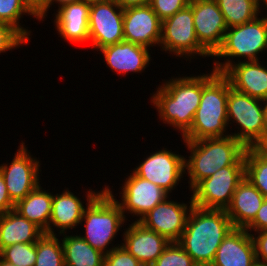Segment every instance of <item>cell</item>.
Returning <instances> with one entry per match:
<instances>
[{
	"label": "cell",
	"instance_id": "1f68e13d",
	"mask_svg": "<svg viewBox=\"0 0 267 266\" xmlns=\"http://www.w3.org/2000/svg\"><path fill=\"white\" fill-rule=\"evenodd\" d=\"M151 266H198L190 255L178 244L170 242Z\"/></svg>",
	"mask_w": 267,
	"mask_h": 266
},
{
	"label": "cell",
	"instance_id": "e575fe53",
	"mask_svg": "<svg viewBox=\"0 0 267 266\" xmlns=\"http://www.w3.org/2000/svg\"><path fill=\"white\" fill-rule=\"evenodd\" d=\"M104 266H144L122 244L104 255Z\"/></svg>",
	"mask_w": 267,
	"mask_h": 266
},
{
	"label": "cell",
	"instance_id": "d4e9b609",
	"mask_svg": "<svg viewBox=\"0 0 267 266\" xmlns=\"http://www.w3.org/2000/svg\"><path fill=\"white\" fill-rule=\"evenodd\" d=\"M43 190L39 184L24 199L15 204L14 210L48 234L53 194Z\"/></svg>",
	"mask_w": 267,
	"mask_h": 266
},
{
	"label": "cell",
	"instance_id": "9a60e30c",
	"mask_svg": "<svg viewBox=\"0 0 267 266\" xmlns=\"http://www.w3.org/2000/svg\"><path fill=\"white\" fill-rule=\"evenodd\" d=\"M162 20L156 15L152 7L131 6L124 8L123 34L124 41L144 47L160 44Z\"/></svg>",
	"mask_w": 267,
	"mask_h": 266
},
{
	"label": "cell",
	"instance_id": "ffe728a7",
	"mask_svg": "<svg viewBox=\"0 0 267 266\" xmlns=\"http://www.w3.org/2000/svg\"><path fill=\"white\" fill-rule=\"evenodd\" d=\"M112 70L120 74L128 72L140 73L145 70L151 60L149 48L122 41L99 49Z\"/></svg>",
	"mask_w": 267,
	"mask_h": 266
},
{
	"label": "cell",
	"instance_id": "f546056e",
	"mask_svg": "<svg viewBox=\"0 0 267 266\" xmlns=\"http://www.w3.org/2000/svg\"><path fill=\"white\" fill-rule=\"evenodd\" d=\"M38 17L27 7L23 0H0V22L7 23L17 29L28 41L30 32L20 26L19 21L23 15Z\"/></svg>",
	"mask_w": 267,
	"mask_h": 266
},
{
	"label": "cell",
	"instance_id": "f6af8a7d",
	"mask_svg": "<svg viewBox=\"0 0 267 266\" xmlns=\"http://www.w3.org/2000/svg\"><path fill=\"white\" fill-rule=\"evenodd\" d=\"M0 266H16V265L11 264V263L5 261L4 259H2V258L0 257Z\"/></svg>",
	"mask_w": 267,
	"mask_h": 266
},
{
	"label": "cell",
	"instance_id": "52a82bcc",
	"mask_svg": "<svg viewBox=\"0 0 267 266\" xmlns=\"http://www.w3.org/2000/svg\"><path fill=\"white\" fill-rule=\"evenodd\" d=\"M263 100L234 90L228 80L227 118L240 125V132L230 134L246 148L256 147L266 131ZM233 119V120H232Z\"/></svg>",
	"mask_w": 267,
	"mask_h": 266
},
{
	"label": "cell",
	"instance_id": "277c9868",
	"mask_svg": "<svg viewBox=\"0 0 267 266\" xmlns=\"http://www.w3.org/2000/svg\"><path fill=\"white\" fill-rule=\"evenodd\" d=\"M183 141L191 153L189 159L185 158L189 189L223 167L245 165L246 147L231 135Z\"/></svg>",
	"mask_w": 267,
	"mask_h": 266
},
{
	"label": "cell",
	"instance_id": "603a6c76",
	"mask_svg": "<svg viewBox=\"0 0 267 266\" xmlns=\"http://www.w3.org/2000/svg\"><path fill=\"white\" fill-rule=\"evenodd\" d=\"M63 191L61 194L53 195L48 227V234L50 235H56L53 226L59 229L60 235H64L68 229L82 224L81 219L85 210L82 201L68 189Z\"/></svg>",
	"mask_w": 267,
	"mask_h": 266
},
{
	"label": "cell",
	"instance_id": "e0dca14e",
	"mask_svg": "<svg viewBox=\"0 0 267 266\" xmlns=\"http://www.w3.org/2000/svg\"><path fill=\"white\" fill-rule=\"evenodd\" d=\"M123 234L122 246L144 266H151L170 243L138 221H134Z\"/></svg>",
	"mask_w": 267,
	"mask_h": 266
},
{
	"label": "cell",
	"instance_id": "7402d4cb",
	"mask_svg": "<svg viewBox=\"0 0 267 266\" xmlns=\"http://www.w3.org/2000/svg\"><path fill=\"white\" fill-rule=\"evenodd\" d=\"M265 197L246 178L238 184L230 205L226 208L234 228L245 229L256 217Z\"/></svg>",
	"mask_w": 267,
	"mask_h": 266
},
{
	"label": "cell",
	"instance_id": "5b68a950",
	"mask_svg": "<svg viewBox=\"0 0 267 266\" xmlns=\"http://www.w3.org/2000/svg\"><path fill=\"white\" fill-rule=\"evenodd\" d=\"M86 208L81 222L85 221V235H80L89 245L107 254L108 248L123 226L126 215L123 214L118 200L114 198L110 188L105 186L102 191H87Z\"/></svg>",
	"mask_w": 267,
	"mask_h": 266
},
{
	"label": "cell",
	"instance_id": "7a4b0ae2",
	"mask_svg": "<svg viewBox=\"0 0 267 266\" xmlns=\"http://www.w3.org/2000/svg\"><path fill=\"white\" fill-rule=\"evenodd\" d=\"M161 85L153 94L151 103L164 124L173 126L183 136L191 128L200 104L202 75L172 78Z\"/></svg>",
	"mask_w": 267,
	"mask_h": 266
},
{
	"label": "cell",
	"instance_id": "83f0119b",
	"mask_svg": "<svg viewBox=\"0 0 267 266\" xmlns=\"http://www.w3.org/2000/svg\"><path fill=\"white\" fill-rule=\"evenodd\" d=\"M245 177L267 198V155L255 147L246 148Z\"/></svg>",
	"mask_w": 267,
	"mask_h": 266
},
{
	"label": "cell",
	"instance_id": "4fadbf2b",
	"mask_svg": "<svg viewBox=\"0 0 267 266\" xmlns=\"http://www.w3.org/2000/svg\"><path fill=\"white\" fill-rule=\"evenodd\" d=\"M193 24L199 43L213 55L221 46L228 29L216 0H190Z\"/></svg>",
	"mask_w": 267,
	"mask_h": 266
},
{
	"label": "cell",
	"instance_id": "8fae6325",
	"mask_svg": "<svg viewBox=\"0 0 267 266\" xmlns=\"http://www.w3.org/2000/svg\"><path fill=\"white\" fill-rule=\"evenodd\" d=\"M19 147L18 152L14 154V159L9 163L10 166L5 163L0 166L8 194L15 204L40 184L39 160L32 158L23 142Z\"/></svg>",
	"mask_w": 267,
	"mask_h": 266
},
{
	"label": "cell",
	"instance_id": "7bdbcfd3",
	"mask_svg": "<svg viewBox=\"0 0 267 266\" xmlns=\"http://www.w3.org/2000/svg\"><path fill=\"white\" fill-rule=\"evenodd\" d=\"M263 107H264L265 124L267 128V99L263 100Z\"/></svg>",
	"mask_w": 267,
	"mask_h": 266
},
{
	"label": "cell",
	"instance_id": "ba28073f",
	"mask_svg": "<svg viewBox=\"0 0 267 266\" xmlns=\"http://www.w3.org/2000/svg\"><path fill=\"white\" fill-rule=\"evenodd\" d=\"M244 177L245 165H231L219 169L191 189L193 204L205 209L226 210Z\"/></svg>",
	"mask_w": 267,
	"mask_h": 266
},
{
	"label": "cell",
	"instance_id": "d590c367",
	"mask_svg": "<svg viewBox=\"0 0 267 266\" xmlns=\"http://www.w3.org/2000/svg\"><path fill=\"white\" fill-rule=\"evenodd\" d=\"M257 233V237L251 234L256 253V261L262 264H267V230H262ZM255 236V237H254Z\"/></svg>",
	"mask_w": 267,
	"mask_h": 266
},
{
	"label": "cell",
	"instance_id": "484cf974",
	"mask_svg": "<svg viewBox=\"0 0 267 266\" xmlns=\"http://www.w3.org/2000/svg\"><path fill=\"white\" fill-rule=\"evenodd\" d=\"M65 266H104V255L89 245L80 235L62 238Z\"/></svg>",
	"mask_w": 267,
	"mask_h": 266
},
{
	"label": "cell",
	"instance_id": "ee69618b",
	"mask_svg": "<svg viewBox=\"0 0 267 266\" xmlns=\"http://www.w3.org/2000/svg\"><path fill=\"white\" fill-rule=\"evenodd\" d=\"M79 1H82V2L89 4V5H92V4H96L98 2H103L105 0H79Z\"/></svg>",
	"mask_w": 267,
	"mask_h": 266
},
{
	"label": "cell",
	"instance_id": "30bf717a",
	"mask_svg": "<svg viewBox=\"0 0 267 266\" xmlns=\"http://www.w3.org/2000/svg\"><path fill=\"white\" fill-rule=\"evenodd\" d=\"M124 8L113 0H105L90 5L89 41L94 50L124 41Z\"/></svg>",
	"mask_w": 267,
	"mask_h": 266
},
{
	"label": "cell",
	"instance_id": "f35d334b",
	"mask_svg": "<svg viewBox=\"0 0 267 266\" xmlns=\"http://www.w3.org/2000/svg\"><path fill=\"white\" fill-rule=\"evenodd\" d=\"M27 7L38 17L41 21L48 13V1L49 0H23Z\"/></svg>",
	"mask_w": 267,
	"mask_h": 266
},
{
	"label": "cell",
	"instance_id": "836d02e7",
	"mask_svg": "<svg viewBox=\"0 0 267 266\" xmlns=\"http://www.w3.org/2000/svg\"><path fill=\"white\" fill-rule=\"evenodd\" d=\"M190 0H150L149 5L156 15L163 21L173 16L177 11L186 8Z\"/></svg>",
	"mask_w": 267,
	"mask_h": 266
},
{
	"label": "cell",
	"instance_id": "8d00e7d4",
	"mask_svg": "<svg viewBox=\"0 0 267 266\" xmlns=\"http://www.w3.org/2000/svg\"><path fill=\"white\" fill-rule=\"evenodd\" d=\"M245 229L248 232L252 230L255 232L267 230V198L263 201L254 220Z\"/></svg>",
	"mask_w": 267,
	"mask_h": 266
},
{
	"label": "cell",
	"instance_id": "74e56055",
	"mask_svg": "<svg viewBox=\"0 0 267 266\" xmlns=\"http://www.w3.org/2000/svg\"><path fill=\"white\" fill-rule=\"evenodd\" d=\"M15 203L10 199L7 191L6 183L0 172V214L14 210Z\"/></svg>",
	"mask_w": 267,
	"mask_h": 266
},
{
	"label": "cell",
	"instance_id": "bcb514c9",
	"mask_svg": "<svg viewBox=\"0 0 267 266\" xmlns=\"http://www.w3.org/2000/svg\"><path fill=\"white\" fill-rule=\"evenodd\" d=\"M261 1L263 2V4H264V7L266 6V8H267V0H259V8H260V3H261Z\"/></svg>",
	"mask_w": 267,
	"mask_h": 266
},
{
	"label": "cell",
	"instance_id": "60d3db41",
	"mask_svg": "<svg viewBox=\"0 0 267 266\" xmlns=\"http://www.w3.org/2000/svg\"><path fill=\"white\" fill-rule=\"evenodd\" d=\"M255 148L264 155H267V129L265 131L263 139L256 145Z\"/></svg>",
	"mask_w": 267,
	"mask_h": 266
},
{
	"label": "cell",
	"instance_id": "ac0fdd59",
	"mask_svg": "<svg viewBox=\"0 0 267 266\" xmlns=\"http://www.w3.org/2000/svg\"><path fill=\"white\" fill-rule=\"evenodd\" d=\"M256 262L251 232L234 228L221 242L210 266H254Z\"/></svg>",
	"mask_w": 267,
	"mask_h": 266
},
{
	"label": "cell",
	"instance_id": "9c48e42d",
	"mask_svg": "<svg viewBox=\"0 0 267 266\" xmlns=\"http://www.w3.org/2000/svg\"><path fill=\"white\" fill-rule=\"evenodd\" d=\"M159 46L178 57H212L196 37L190 5L162 21Z\"/></svg>",
	"mask_w": 267,
	"mask_h": 266
},
{
	"label": "cell",
	"instance_id": "4316f807",
	"mask_svg": "<svg viewBox=\"0 0 267 266\" xmlns=\"http://www.w3.org/2000/svg\"><path fill=\"white\" fill-rule=\"evenodd\" d=\"M228 28L253 21L259 16V0H216Z\"/></svg>",
	"mask_w": 267,
	"mask_h": 266
},
{
	"label": "cell",
	"instance_id": "ab89813d",
	"mask_svg": "<svg viewBox=\"0 0 267 266\" xmlns=\"http://www.w3.org/2000/svg\"><path fill=\"white\" fill-rule=\"evenodd\" d=\"M113 1L122 8H127L131 6H144L150 3V0H113Z\"/></svg>",
	"mask_w": 267,
	"mask_h": 266
},
{
	"label": "cell",
	"instance_id": "d6a6232c",
	"mask_svg": "<svg viewBox=\"0 0 267 266\" xmlns=\"http://www.w3.org/2000/svg\"><path fill=\"white\" fill-rule=\"evenodd\" d=\"M28 40L14 27L0 22V53L28 44Z\"/></svg>",
	"mask_w": 267,
	"mask_h": 266
},
{
	"label": "cell",
	"instance_id": "8992f818",
	"mask_svg": "<svg viewBox=\"0 0 267 266\" xmlns=\"http://www.w3.org/2000/svg\"><path fill=\"white\" fill-rule=\"evenodd\" d=\"M267 50V16L257 17L251 22L230 27L224 34L221 46L212 55L217 58L225 57L227 61H215L214 70L224 73L235 62L230 58L244 57L243 61H256L258 53ZM228 58V59H227Z\"/></svg>",
	"mask_w": 267,
	"mask_h": 266
},
{
	"label": "cell",
	"instance_id": "7c38bea8",
	"mask_svg": "<svg viewBox=\"0 0 267 266\" xmlns=\"http://www.w3.org/2000/svg\"><path fill=\"white\" fill-rule=\"evenodd\" d=\"M133 172L160 186L167 193H172L185 173V157L165 148L151 153Z\"/></svg>",
	"mask_w": 267,
	"mask_h": 266
},
{
	"label": "cell",
	"instance_id": "5bb4252c",
	"mask_svg": "<svg viewBox=\"0 0 267 266\" xmlns=\"http://www.w3.org/2000/svg\"><path fill=\"white\" fill-rule=\"evenodd\" d=\"M166 198L145 214L138 222L149 230L155 231L170 242H178L186 227L189 212L193 207Z\"/></svg>",
	"mask_w": 267,
	"mask_h": 266
},
{
	"label": "cell",
	"instance_id": "2e32d148",
	"mask_svg": "<svg viewBox=\"0 0 267 266\" xmlns=\"http://www.w3.org/2000/svg\"><path fill=\"white\" fill-rule=\"evenodd\" d=\"M121 187V206L123 214L125 212L134 214L139 221L145 214L151 211L159 203L169 198L168 193L160 186L137 176L134 172L128 176Z\"/></svg>",
	"mask_w": 267,
	"mask_h": 266
},
{
	"label": "cell",
	"instance_id": "3957f363",
	"mask_svg": "<svg viewBox=\"0 0 267 266\" xmlns=\"http://www.w3.org/2000/svg\"><path fill=\"white\" fill-rule=\"evenodd\" d=\"M212 70L210 74H202L200 104L191 128L182 136L183 140L196 141L229 135L224 134L228 128V78L223 73Z\"/></svg>",
	"mask_w": 267,
	"mask_h": 266
},
{
	"label": "cell",
	"instance_id": "44dd1931",
	"mask_svg": "<svg viewBox=\"0 0 267 266\" xmlns=\"http://www.w3.org/2000/svg\"><path fill=\"white\" fill-rule=\"evenodd\" d=\"M89 9L82 1L58 7L54 22L61 38L76 44L89 41Z\"/></svg>",
	"mask_w": 267,
	"mask_h": 266
},
{
	"label": "cell",
	"instance_id": "cb8c5ba5",
	"mask_svg": "<svg viewBox=\"0 0 267 266\" xmlns=\"http://www.w3.org/2000/svg\"><path fill=\"white\" fill-rule=\"evenodd\" d=\"M43 234L38 226L15 210L0 214V251L15 243H36Z\"/></svg>",
	"mask_w": 267,
	"mask_h": 266
},
{
	"label": "cell",
	"instance_id": "d6986e66",
	"mask_svg": "<svg viewBox=\"0 0 267 266\" xmlns=\"http://www.w3.org/2000/svg\"><path fill=\"white\" fill-rule=\"evenodd\" d=\"M261 61H239L232 64L223 74L231 87L243 94L260 100L267 99V67Z\"/></svg>",
	"mask_w": 267,
	"mask_h": 266
},
{
	"label": "cell",
	"instance_id": "4dcf8cb0",
	"mask_svg": "<svg viewBox=\"0 0 267 266\" xmlns=\"http://www.w3.org/2000/svg\"><path fill=\"white\" fill-rule=\"evenodd\" d=\"M0 257L16 266H34L36 243H15L0 251Z\"/></svg>",
	"mask_w": 267,
	"mask_h": 266
},
{
	"label": "cell",
	"instance_id": "7dc6e473",
	"mask_svg": "<svg viewBox=\"0 0 267 266\" xmlns=\"http://www.w3.org/2000/svg\"><path fill=\"white\" fill-rule=\"evenodd\" d=\"M254 266H267V264H262V263L256 262V264Z\"/></svg>",
	"mask_w": 267,
	"mask_h": 266
},
{
	"label": "cell",
	"instance_id": "b9f144b4",
	"mask_svg": "<svg viewBox=\"0 0 267 266\" xmlns=\"http://www.w3.org/2000/svg\"><path fill=\"white\" fill-rule=\"evenodd\" d=\"M76 1H79V0H49L48 1V8H50V6L53 4V2H56L58 5H60L58 7H61L64 4L73 3V2H76Z\"/></svg>",
	"mask_w": 267,
	"mask_h": 266
},
{
	"label": "cell",
	"instance_id": "f1b7e54d",
	"mask_svg": "<svg viewBox=\"0 0 267 266\" xmlns=\"http://www.w3.org/2000/svg\"><path fill=\"white\" fill-rule=\"evenodd\" d=\"M57 237L44 233L38 239L34 266H65L63 246Z\"/></svg>",
	"mask_w": 267,
	"mask_h": 266
},
{
	"label": "cell",
	"instance_id": "6da1fadb",
	"mask_svg": "<svg viewBox=\"0 0 267 266\" xmlns=\"http://www.w3.org/2000/svg\"><path fill=\"white\" fill-rule=\"evenodd\" d=\"M234 226L224 209L193 205L178 244L198 266H210L218 247Z\"/></svg>",
	"mask_w": 267,
	"mask_h": 266
}]
</instances>
